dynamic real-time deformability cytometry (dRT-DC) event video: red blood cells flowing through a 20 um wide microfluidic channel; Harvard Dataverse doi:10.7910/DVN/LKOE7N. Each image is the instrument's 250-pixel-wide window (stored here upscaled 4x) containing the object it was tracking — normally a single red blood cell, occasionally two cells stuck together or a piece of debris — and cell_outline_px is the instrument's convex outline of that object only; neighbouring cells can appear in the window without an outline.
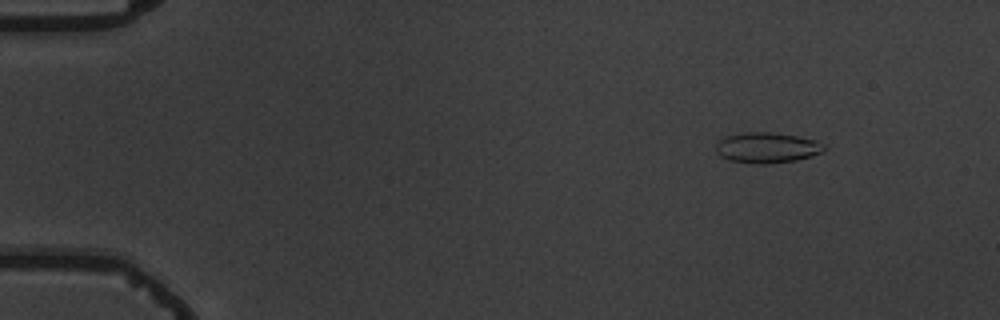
{"species": "common noctule bat (a hibernating species)", "species_latin": "Nyctalus noctula", "temperature_condition": "warm", "stored_images_in_passage": 4, "camera_frame_rate_fps": 3000, "um_per_image_px": 0.085, "animal": {"sex": "male", "body_mass_g": 19.5, "forearm_length_mm": 54.6}, "frame": {"image": 1, "passage_image": 1, "time_ms": 0.0, "image_size_px": [1000, 320], "cell_outline_px": [[824, 152], [796, 160], [772, 164], [756, 164], [728, 160], [720, 156], [716, 152], [716, 144], [724, 136], [748, 132], [768, 132], [796, 136], [816, 140], [824, 144]], "centroid_in_image_um": [65.18, 12.56], "position_along_channel_um": 19.8, "area_um2": 19.31}}